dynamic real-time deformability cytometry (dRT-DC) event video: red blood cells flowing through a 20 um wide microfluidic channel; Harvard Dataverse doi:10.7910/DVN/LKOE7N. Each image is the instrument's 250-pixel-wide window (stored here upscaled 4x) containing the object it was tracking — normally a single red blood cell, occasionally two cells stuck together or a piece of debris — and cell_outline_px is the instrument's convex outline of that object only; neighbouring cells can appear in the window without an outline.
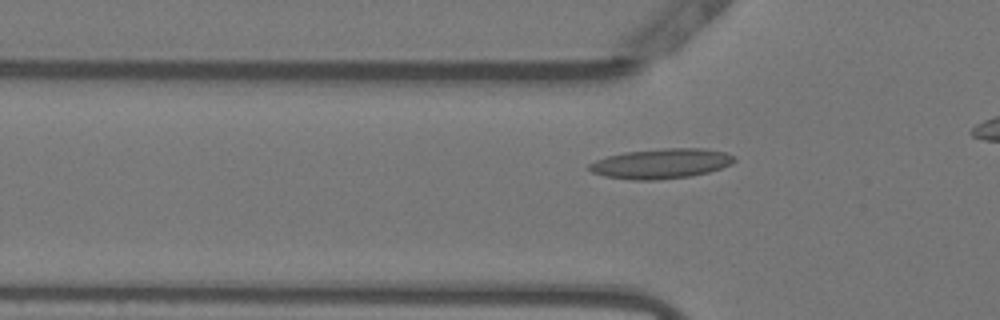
{"species": "Egyptian fruit bat (a non-hibernating species)", "species_latin": "Rousettus aegyptiacus", "temperature_condition": "warm", "stored_images_in_passage": 32, "camera_frame_rate_fps": 3000, "um_per_image_px": 0.085, "animal": {"sex": "female"}, "frame": {"image": 1, "passage_image": 6, "time_ms": 1.667, "image_size_px": [1000, 320], "cell_outline_px": [[736, 160], [732, 164], [708, 172], [692, 176], [656, 180], [632, 180], [604, 176], [592, 172], [588, 168], [588, 164], [596, 160], [608, 156], [624, 152], [664, 148], [704, 148], [724, 152], [736, 156]], "centroid_in_image_um": [56.21, 13.9], "position_along_channel_um": 69.6, "area_um2": 25.43}}
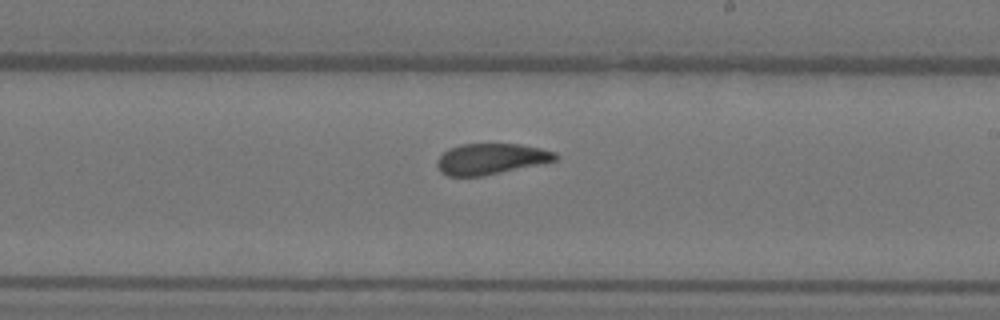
{"frame": {"image": 2, "passage_image": 20, "time_ms": 6.333, "image_size_px": [1000, 320], "cell_outline_px": [[560, 156], [556, 160], [484, 176], [448, 176], [440, 172], [436, 164], [436, 160], [448, 148], [460, 144], [520, 144], [540, 148], [556, 152]], "centroid_in_image_um": [41.7, 13.5], "position_along_channel_um": 247.3, "area_um2": 21.33}}
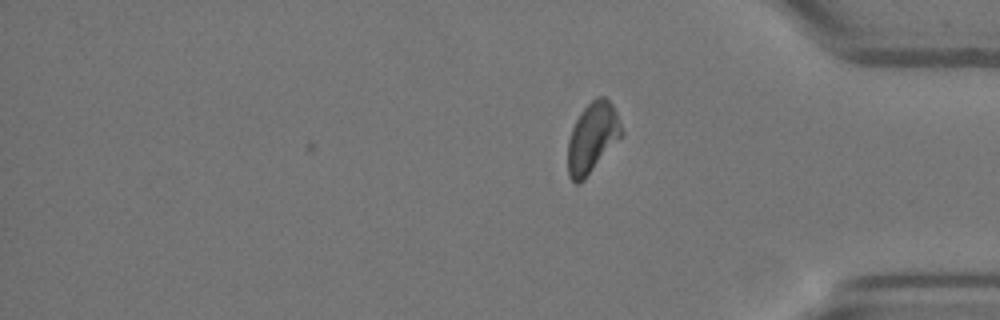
{"frame": {"image": 3, "passage_image": 32, "time_ms": 10.333, "image_size_px": [1000, 320], "cell_outline_px": [[624, 132], [584, 180], [580, 184], [576, 184], [568, 176], [568, 140], [572, 128], [580, 112], [596, 96], [604, 96], [612, 104], [616, 112]], "centroid_in_image_um": [50.33, 11.7], "position_along_channel_um": 384.9, "area_um2": 21.73}, "authors_computed_cell_mechanics": {"area_um2": 22.253, "velocity_mm_per_s": 3.7952, "shape_relaxation_time_tau1_ms": null, "shape_relaxation_time_tau2_ms": 2.3067, "deformation_change_tau1": null, "deformation_change_tau2": 0.0849}}